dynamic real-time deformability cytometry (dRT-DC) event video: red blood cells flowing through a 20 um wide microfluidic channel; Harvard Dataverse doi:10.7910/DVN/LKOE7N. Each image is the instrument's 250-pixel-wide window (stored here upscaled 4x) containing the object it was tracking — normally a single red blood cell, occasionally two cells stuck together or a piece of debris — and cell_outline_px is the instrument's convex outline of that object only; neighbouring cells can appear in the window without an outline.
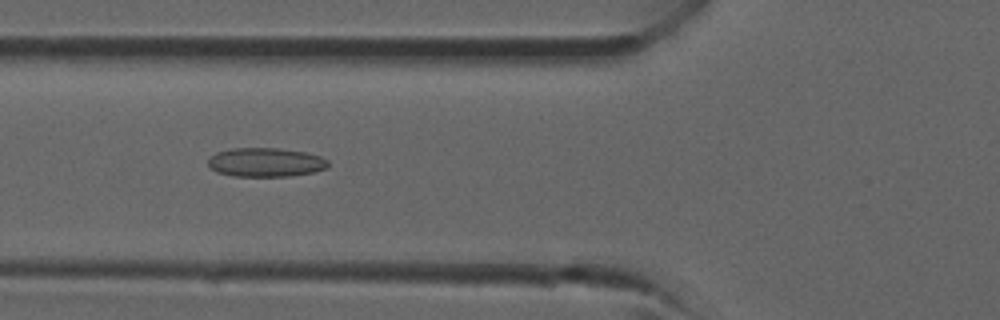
{"species": "common noctule bat (a hibernating species)", "species_latin": "Nyctalus noctula", "temperature_condition": "room temperature", "stored_images_in_passage": 36, "camera_frame_rate_fps": 3000, "um_per_image_px": 0.085, "animal": {"sex": "male", "forearm_length_mm": 52.5}, "frame": {"image": 1, "passage_image": 13, "time_ms": 4.0, "image_size_px": [1000, 320], "cell_outline_px": [[328, 168], [312, 172], [288, 176], [232, 176], [216, 172], [208, 164], [208, 160], [216, 152], [232, 148], [276, 148], [304, 152], [320, 156], [328, 160]], "centroid_in_image_um": [22.57, 13.79], "position_along_channel_um": 103.2, "area_um2": 20.17}}
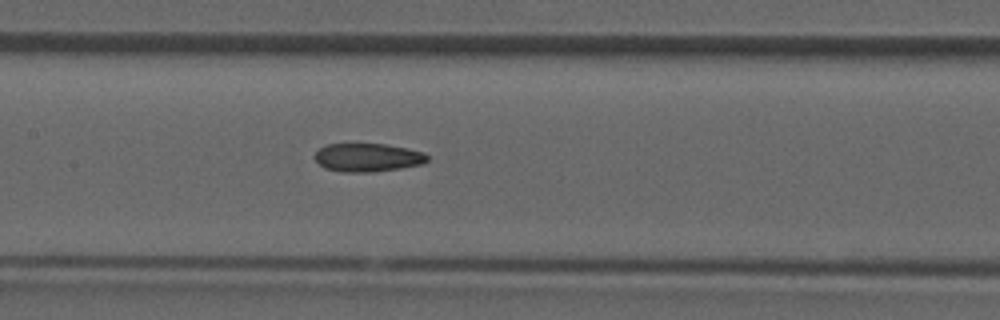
{"frame": {"image": 2, "passage_image": 17, "time_ms": 5.333, "image_size_px": [1000, 320], "cell_outline_px": [[428, 160], [424, 164], [400, 168], [372, 172], [344, 172], [324, 168], [312, 156], [320, 148], [328, 144], [388, 144], [408, 148], [424, 152], [428, 156]], "centroid_in_image_um": [31.27, 13.38], "position_along_channel_um": 176.1, "area_um2": 18.73}}
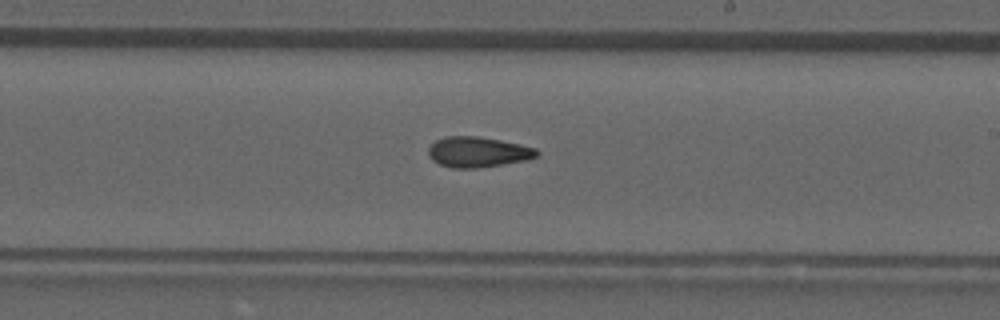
{"frame": {"image": 3, "passage_image": 21, "time_ms": 6.667, "image_size_px": [1000, 320], "cell_outline_px": [[540, 156], [524, 160], [476, 168], [452, 168], [440, 164], [432, 160], [428, 156], [428, 148], [436, 140], [448, 136], [480, 136], [520, 144], [536, 148], [540, 152]], "centroid_in_image_um": [40.62, 12.91], "position_along_channel_um": 248.4, "area_um2": 19.19}}